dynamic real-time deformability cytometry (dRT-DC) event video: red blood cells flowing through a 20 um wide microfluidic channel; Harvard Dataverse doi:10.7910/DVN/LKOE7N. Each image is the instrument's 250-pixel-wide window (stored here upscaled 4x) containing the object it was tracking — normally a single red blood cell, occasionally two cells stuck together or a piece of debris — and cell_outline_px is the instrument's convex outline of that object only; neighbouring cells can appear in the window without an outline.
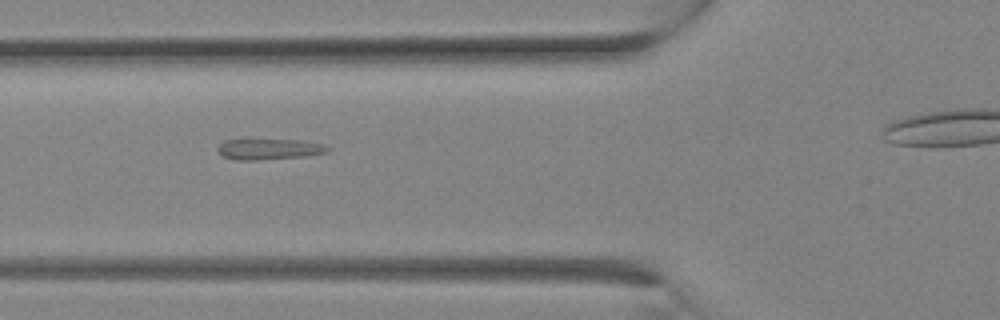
{"species": "Egyptian fruit bat (a non-hibernating species)", "species_latin": "Rousettus aegyptiacus", "temperature_condition": "room temperature", "stored_images_in_passage": 11, "camera_frame_rate_fps": 3000, "um_per_image_px": 0.085, "animal": {"sex": "female"}, "frame": {"image": 1, "passage_image": 8, "time_ms": 2.333, "image_size_px": [1000, 320], "cell_outline_px": [[328, 152], [308, 156], [260, 160], [236, 160], [224, 156], [216, 148], [224, 140], [244, 136], [304, 140], [320, 144], [328, 148]], "centroid_in_image_um": [22.79, 12.61], "position_along_channel_um": 103.0, "area_um2": 14.33}}
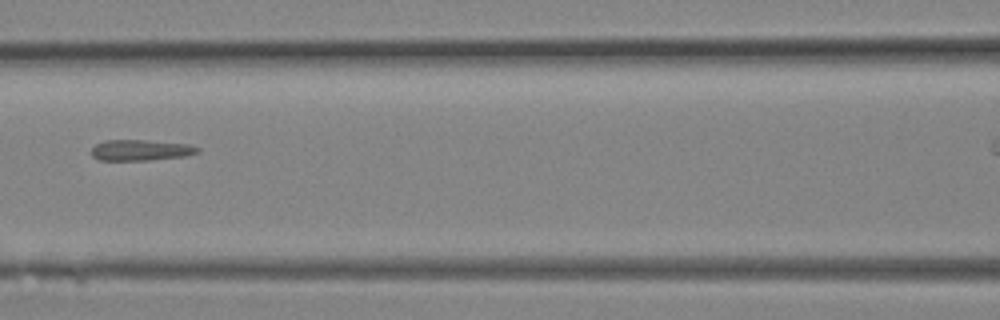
{"frame": {"image": 2, "passage_image": 10, "time_ms": 3.0, "image_size_px": [1000, 320], "cell_outline_px": [[200, 152], [184, 156], [148, 160], [100, 160], [92, 156], [92, 148], [96, 144], [104, 140], [144, 140], [188, 144], [200, 148]], "centroid_in_image_um": [11.96, 12.76], "position_along_channel_um": 154.6, "area_um2": 12.83}}